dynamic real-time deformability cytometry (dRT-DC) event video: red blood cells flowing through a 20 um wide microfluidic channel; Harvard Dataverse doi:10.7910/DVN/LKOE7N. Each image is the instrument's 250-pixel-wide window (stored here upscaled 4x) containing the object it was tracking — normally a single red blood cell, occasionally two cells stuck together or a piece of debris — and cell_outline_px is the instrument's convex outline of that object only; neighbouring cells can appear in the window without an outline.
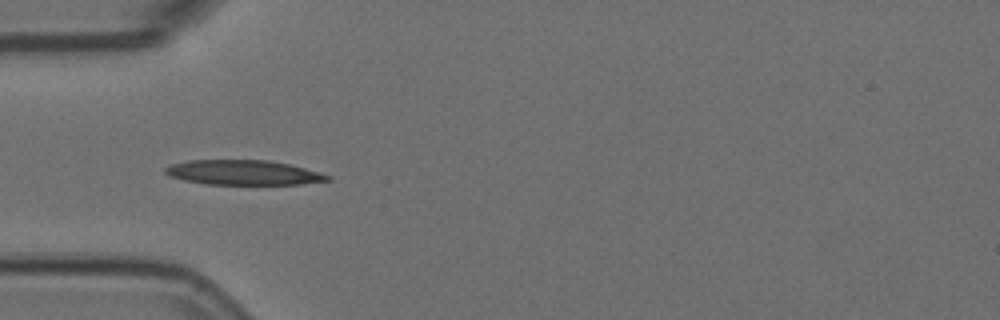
{"species": "Egyptian fruit bat (a non-hibernating species)", "species_latin": "Rousettus aegyptiacus", "temperature_condition": "room temperature", "stored_images_in_passage": 18, "camera_frame_rate_fps": 3000, "um_per_image_px": 0.085, "animal": {"sex": "female"}, "frame": {"image": 1, "passage_image": 1, "time_ms": 0.0, "image_size_px": [1000, 320], "cell_outline_px": [[332, 180], [300, 184], [204, 184], [184, 180], [172, 176], [164, 172], [164, 168], [172, 164], [188, 160], [268, 160], [288, 164], [320, 172], [332, 176]], "centroid_in_image_um": [20.7, 14.66], "position_along_channel_um": 64.3, "area_um2": 23.35}}
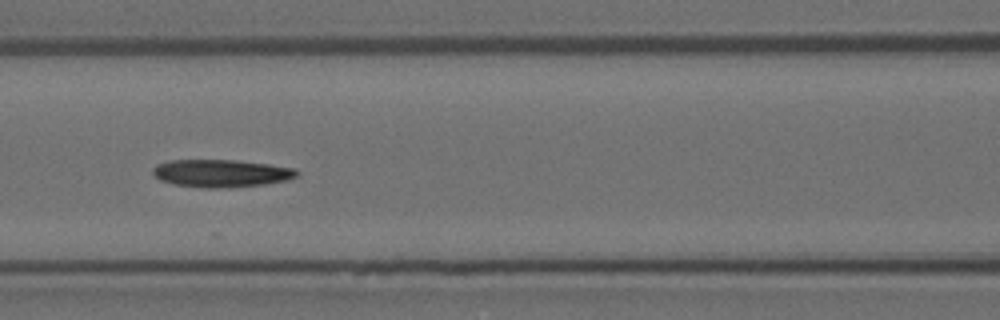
{"frame": {"image": 2, "passage_image": 8, "time_ms": 2.333, "image_size_px": [1000, 320], "cell_outline_px": [[300, 172], [296, 176], [288, 180], [264, 184], [228, 188], [204, 188], [172, 184], [160, 180], [152, 172], [152, 168], [156, 164], [172, 160], [232, 160], [268, 164], [296, 168]], "centroid_in_image_um": [18.8, 14.73], "position_along_channel_um": 147.8, "area_um2": 23.29}}
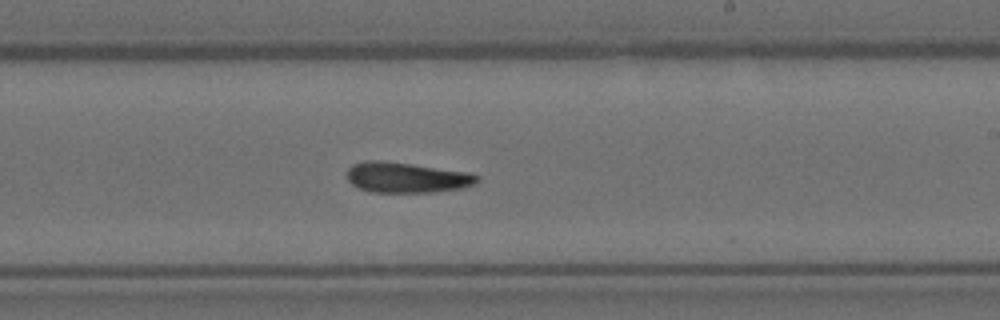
{"frame": {"image": 3, "passage_image": 17, "time_ms": 5.333, "image_size_px": [1000, 320], "cell_outline_px": [[480, 180], [476, 184], [460, 188], [432, 192], [372, 192], [360, 188], [352, 184], [348, 180], [348, 168], [352, 164], [364, 160], [384, 160], [472, 172], [480, 176]], "centroid_in_image_um": [34.6, 15.07], "position_along_channel_um": 254.4, "area_um2": 23.35}}